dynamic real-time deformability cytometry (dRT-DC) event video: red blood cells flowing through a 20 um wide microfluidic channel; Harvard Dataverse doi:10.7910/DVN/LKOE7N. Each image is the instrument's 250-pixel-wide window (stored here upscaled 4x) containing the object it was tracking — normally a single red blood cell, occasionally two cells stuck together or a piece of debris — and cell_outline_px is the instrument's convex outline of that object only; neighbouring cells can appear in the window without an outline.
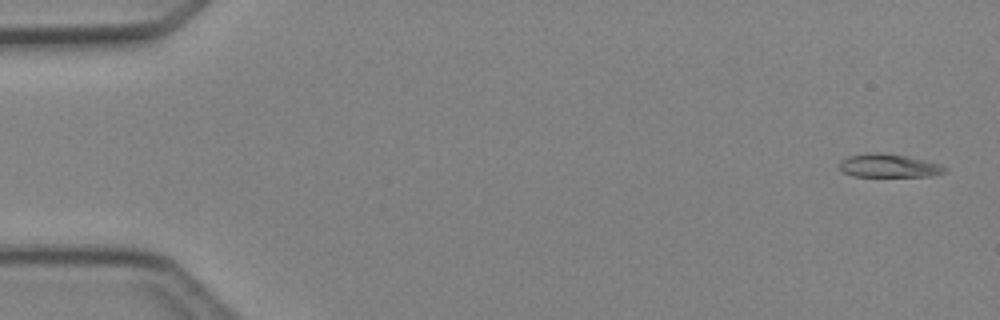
{"species": "Egyptian fruit bat (a non-hibernating species)", "species_latin": "Rousettus aegyptiacus", "temperature_condition": "cold", "stored_images_in_passage": 6, "camera_frame_rate_fps": 3000, "um_per_image_px": 0.085, "animal": {"sex": "female"}, "frame": {"image": 1, "passage_image": 1, "time_ms": 0.0, "image_size_px": [1000, 320], "cell_outline_px": [[948, 168], [944, 172], [932, 176], [852, 176], [844, 172], [840, 168], [840, 160], [848, 156], [868, 152], [880, 152], [908, 156], [940, 164]], "centroid_in_image_um": [75.54, 14.07], "position_along_channel_um": 9.5, "area_um2": 14.39}}
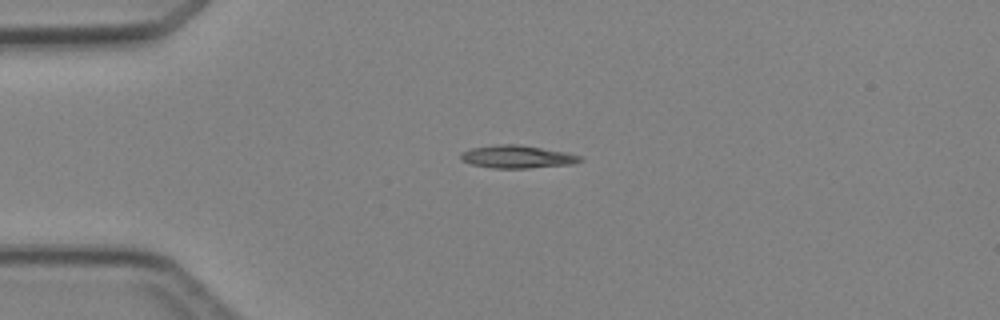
{"frame": {"image": 2, "passage_image": 4, "time_ms": 3.333, "image_size_px": [1000, 320], "cell_outline_px": [[584, 160], [572, 164], [528, 168], [492, 168], [472, 164], [460, 160], [460, 152], [472, 148], [496, 144], [520, 144], [568, 152], [580, 156]], "centroid_in_image_um": [43.96, 13.31], "position_along_channel_um": 41.0, "area_um2": 16.01}}
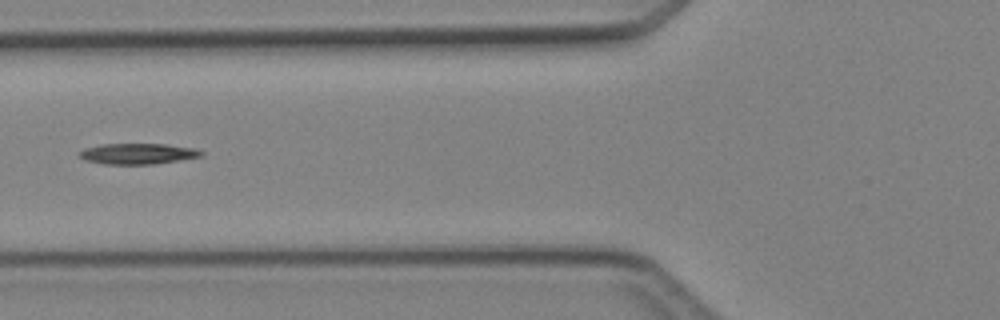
{"frame": {"image": 3, "passage_image": 6, "time_ms": 5.667, "image_size_px": [1000, 320], "cell_outline_px": [[204, 156], [152, 164], [104, 164], [84, 160], [80, 156], [80, 152], [84, 148], [100, 144], [164, 144], [196, 148], [204, 152]], "centroid_in_image_um": [11.73, 13.06], "position_along_channel_um": 114.1, "area_um2": 14.74}}